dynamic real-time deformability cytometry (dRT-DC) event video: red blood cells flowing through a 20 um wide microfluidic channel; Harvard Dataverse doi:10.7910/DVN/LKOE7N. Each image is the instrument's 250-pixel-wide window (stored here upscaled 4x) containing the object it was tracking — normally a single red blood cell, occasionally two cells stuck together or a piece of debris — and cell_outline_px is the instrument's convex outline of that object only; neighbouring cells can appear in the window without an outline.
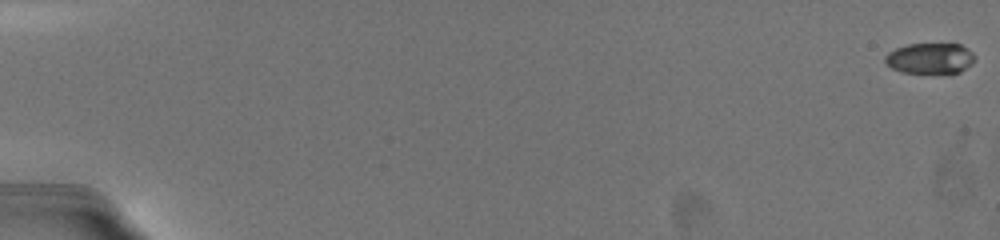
{"species": "common noctule bat (a hibernating species)", "species_latin": "Nyctalus noctula", "temperature_condition": "warm", "stored_images_in_passage": 32, "camera_frame_rate_fps": 3000, "um_per_image_px": 0.085, "animal": {"sex": "female", "body_mass_g": 19.5, "forearm_length_mm": 54.1}, "frame": {"image": 1, "passage_image": 1, "time_ms": 0.0, "image_size_px": [1000, 240], "cell_outline_px": [[976, 60], [972, 64], [960, 72], [904, 72], [892, 68], [884, 60], [884, 56], [888, 52], [896, 48], [908, 44], [960, 44], [972, 52], [976, 56]], "centroid_in_image_um": [79.08, 4.94], "position_along_channel_um": 5.9, "area_um2": 15.9}}
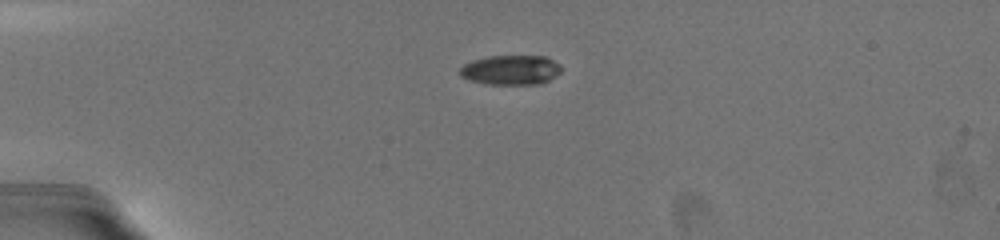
{"frame": {"image": 2, "passage_image": 27, "time_ms": 5.333, "image_size_px": [1000, 240], "cell_outline_px": [[564, 68], [560, 72], [548, 80], [536, 84], [488, 84], [472, 80], [460, 76], [460, 68], [464, 64], [472, 60], [488, 56], [544, 56], [560, 64]], "centroid_in_image_um": [43.42, 5.93], "position_along_channel_um": 41.6, "area_um2": 17.4}}